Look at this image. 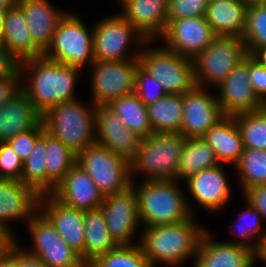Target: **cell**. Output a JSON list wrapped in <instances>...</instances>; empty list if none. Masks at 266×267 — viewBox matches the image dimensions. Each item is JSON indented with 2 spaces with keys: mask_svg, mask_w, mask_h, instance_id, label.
<instances>
[{
  "mask_svg": "<svg viewBox=\"0 0 266 267\" xmlns=\"http://www.w3.org/2000/svg\"><path fill=\"white\" fill-rule=\"evenodd\" d=\"M197 222L194 215L175 224L141 227L140 245L150 267H183L190 259L194 266L200 239L207 229Z\"/></svg>",
  "mask_w": 266,
  "mask_h": 267,
  "instance_id": "obj_2",
  "label": "cell"
},
{
  "mask_svg": "<svg viewBox=\"0 0 266 267\" xmlns=\"http://www.w3.org/2000/svg\"><path fill=\"white\" fill-rule=\"evenodd\" d=\"M82 71L44 56L29 58L20 62L21 89L44 114L61 102L77 99L76 83Z\"/></svg>",
  "mask_w": 266,
  "mask_h": 267,
  "instance_id": "obj_1",
  "label": "cell"
},
{
  "mask_svg": "<svg viewBox=\"0 0 266 267\" xmlns=\"http://www.w3.org/2000/svg\"><path fill=\"white\" fill-rule=\"evenodd\" d=\"M32 247L25 249L48 267H84L86 263L58 234L48 218L38 209L27 222Z\"/></svg>",
  "mask_w": 266,
  "mask_h": 267,
  "instance_id": "obj_12",
  "label": "cell"
},
{
  "mask_svg": "<svg viewBox=\"0 0 266 267\" xmlns=\"http://www.w3.org/2000/svg\"><path fill=\"white\" fill-rule=\"evenodd\" d=\"M90 267H150L140 245H118L106 254L97 256Z\"/></svg>",
  "mask_w": 266,
  "mask_h": 267,
  "instance_id": "obj_37",
  "label": "cell"
},
{
  "mask_svg": "<svg viewBox=\"0 0 266 267\" xmlns=\"http://www.w3.org/2000/svg\"><path fill=\"white\" fill-rule=\"evenodd\" d=\"M154 133H177L182 124V95L167 94L147 106Z\"/></svg>",
  "mask_w": 266,
  "mask_h": 267,
  "instance_id": "obj_33",
  "label": "cell"
},
{
  "mask_svg": "<svg viewBox=\"0 0 266 267\" xmlns=\"http://www.w3.org/2000/svg\"><path fill=\"white\" fill-rule=\"evenodd\" d=\"M14 238L0 227V255L7 249Z\"/></svg>",
  "mask_w": 266,
  "mask_h": 267,
  "instance_id": "obj_50",
  "label": "cell"
},
{
  "mask_svg": "<svg viewBox=\"0 0 266 267\" xmlns=\"http://www.w3.org/2000/svg\"><path fill=\"white\" fill-rule=\"evenodd\" d=\"M86 26L79 14L66 10L43 56L82 70L86 66H91L95 62L93 26L91 28Z\"/></svg>",
  "mask_w": 266,
  "mask_h": 267,
  "instance_id": "obj_6",
  "label": "cell"
},
{
  "mask_svg": "<svg viewBox=\"0 0 266 267\" xmlns=\"http://www.w3.org/2000/svg\"><path fill=\"white\" fill-rule=\"evenodd\" d=\"M15 3L16 0H0V13H6Z\"/></svg>",
  "mask_w": 266,
  "mask_h": 267,
  "instance_id": "obj_52",
  "label": "cell"
},
{
  "mask_svg": "<svg viewBox=\"0 0 266 267\" xmlns=\"http://www.w3.org/2000/svg\"><path fill=\"white\" fill-rule=\"evenodd\" d=\"M203 138L215 152L219 163H227L232 168L245 149L234 116H224L206 132Z\"/></svg>",
  "mask_w": 266,
  "mask_h": 267,
  "instance_id": "obj_27",
  "label": "cell"
},
{
  "mask_svg": "<svg viewBox=\"0 0 266 267\" xmlns=\"http://www.w3.org/2000/svg\"><path fill=\"white\" fill-rule=\"evenodd\" d=\"M211 238V230L206 229L200 239L193 267H255V264L257 265V255L252 250Z\"/></svg>",
  "mask_w": 266,
  "mask_h": 267,
  "instance_id": "obj_22",
  "label": "cell"
},
{
  "mask_svg": "<svg viewBox=\"0 0 266 267\" xmlns=\"http://www.w3.org/2000/svg\"><path fill=\"white\" fill-rule=\"evenodd\" d=\"M19 70L20 61L7 48H0V77L14 75Z\"/></svg>",
  "mask_w": 266,
  "mask_h": 267,
  "instance_id": "obj_48",
  "label": "cell"
},
{
  "mask_svg": "<svg viewBox=\"0 0 266 267\" xmlns=\"http://www.w3.org/2000/svg\"><path fill=\"white\" fill-rule=\"evenodd\" d=\"M246 199L260 214L263 220H266V184L257 185L243 194Z\"/></svg>",
  "mask_w": 266,
  "mask_h": 267,
  "instance_id": "obj_47",
  "label": "cell"
},
{
  "mask_svg": "<svg viewBox=\"0 0 266 267\" xmlns=\"http://www.w3.org/2000/svg\"><path fill=\"white\" fill-rule=\"evenodd\" d=\"M0 267H17L16 259L7 250L0 255Z\"/></svg>",
  "mask_w": 266,
  "mask_h": 267,
  "instance_id": "obj_51",
  "label": "cell"
},
{
  "mask_svg": "<svg viewBox=\"0 0 266 267\" xmlns=\"http://www.w3.org/2000/svg\"><path fill=\"white\" fill-rule=\"evenodd\" d=\"M249 0H223L209 3L205 19L216 36L242 38L246 28Z\"/></svg>",
  "mask_w": 266,
  "mask_h": 267,
  "instance_id": "obj_26",
  "label": "cell"
},
{
  "mask_svg": "<svg viewBox=\"0 0 266 267\" xmlns=\"http://www.w3.org/2000/svg\"><path fill=\"white\" fill-rule=\"evenodd\" d=\"M248 55L242 38L216 36L193 61L195 85L215 88Z\"/></svg>",
  "mask_w": 266,
  "mask_h": 267,
  "instance_id": "obj_10",
  "label": "cell"
},
{
  "mask_svg": "<svg viewBox=\"0 0 266 267\" xmlns=\"http://www.w3.org/2000/svg\"><path fill=\"white\" fill-rule=\"evenodd\" d=\"M223 164L201 170L188 177L185 182V190L200 207L212 213H218L229 204L232 194L230 180L223 168Z\"/></svg>",
  "mask_w": 266,
  "mask_h": 267,
  "instance_id": "obj_17",
  "label": "cell"
},
{
  "mask_svg": "<svg viewBox=\"0 0 266 267\" xmlns=\"http://www.w3.org/2000/svg\"><path fill=\"white\" fill-rule=\"evenodd\" d=\"M250 81L255 94L263 102L266 99V68L250 56Z\"/></svg>",
  "mask_w": 266,
  "mask_h": 267,
  "instance_id": "obj_45",
  "label": "cell"
},
{
  "mask_svg": "<svg viewBox=\"0 0 266 267\" xmlns=\"http://www.w3.org/2000/svg\"><path fill=\"white\" fill-rule=\"evenodd\" d=\"M207 6V0H168L167 21L203 17Z\"/></svg>",
  "mask_w": 266,
  "mask_h": 267,
  "instance_id": "obj_41",
  "label": "cell"
},
{
  "mask_svg": "<svg viewBox=\"0 0 266 267\" xmlns=\"http://www.w3.org/2000/svg\"><path fill=\"white\" fill-rule=\"evenodd\" d=\"M23 161L10 144L0 142V179L21 180Z\"/></svg>",
  "mask_w": 266,
  "mask_h": 267,
  "instance_id": "obj_42",
  "label": "cell"
},
{
  "mask_svg": "<svg viewBox=\"0 0 266 267\" xmlns=\"http://www.w3.org/2000/svg\"><path fill=\"white\" fill-rule=\"evenodd\" d=\"M5 13H0V31L4 30Z\"/></svg>",
  "mask_w": 266,
  "mask_h": 267,
  "instance_id": "obj_54",
  "label": "cell"
},
{
  "mask_svg": "<svg viewBox=\"0 0 266 267\" xmlns=\"http://www.w3.org/2000/svg\"><path fill=\"white\" fill-rule=\"evenodd\" d=\"M39 195L19 180L0 179V227L14 239L11 221L23 220L25 224L38 210Z\"/></svg>",
  "mask_w": 266,
  "mask_h": 267,
  "instance_id": "obj_19",
  "label": "cell"
},
{
  "mask_svg": "<svg viewBox=\"0 0 266 267\" xmlns=\"http://www.w3.org/2000/svg\"><path fill=\"white\" fill-rule=\"evenodd\" d=\"M51 195L64 205L83 211L100 208L104 200L91 177L77 164L56 185Z\"/></svg>",
  "mask_w": 266,
  "mask_h": 267,
  "instance_id": "obj_21",
  "label": "cell"
},
{
  "mask_svg": "<svg viewBox=\"0 0 266 267\" xmlns=\"http://www.w3.org/2000/svg\"><path fill=\"white\" fill-rule=\"evenodd\" d=\"M211 88L194 86L182 95V124L180 133L185 138L203 137L206 132L224 117Z\"/></svg>",
  "mask_w": 266,
  "mask_h": 267,
  "instance_id": "obj_15",
  "label": "cell"
},
{
  "mask_svg": "<svg viewBox=\"0 0 266 267\" xmlns=\"http://www.w3.org/2000/svg\"><path fill=\"white\" fill-rule=\"evenodd\" d=\"M101 210L105 216L106 226L117 245H134L138 225H141L138 215L137 194L133 186L127 190L104 196Z\"/></svg>",
  "mask_w": 266,
  "mask_h": 267,
  "instance_id": "obj_13",
  "label": "cell"
},
{
  "mask_svg": "<svg viewBox=\"0 0 266 267\" xmlns=\"http://www.w3.org/2000/svg\"><path fill=\"white\" fill-rule=\"evenodd\" d=\"M38 209L48 218L62 239L84 261L83 210L70 208L57 201L51 194L39 197Z\"/></svg>",
  "mask_w": 266,
  "mask_h": 267,
  "instance_id": "obj_20",
  "label": "cell"
},
{
  "mask_svg": "<svg viewBox=\"0 0 266 267\" xmlns=\"http://www.w3.org/2000/svg\"><path fill=\"white\" fill-rule=\"evenodd\" d=\"M120 12L147 40L157 41L167 26L168 0H116Z\"/></svg>",
  "mask_w": 266,
  "mask_h": 267,
  "instance_id": "obj_23",
  "label": "cell"
},
{
  "mask_svg": "<svg viewBox=\"0 0 266 267\" xmlns=\"http://www.w3.org/2000/svg\"><path fill=\"white\" fill-rule=\"evenodd\" d=\"M216 37L211 26L203 17L170 20L157 43L189 59L204 51Z\"/></svg>",
  "mask_w": 266,
  "mask_h": 267,
  "instance_id": "obj_16",
  "label": "cell"
},
{
  "mask_svg": "<svg viewBox=\"0 0 266 267\" xmlns=\"http://www.w3.org/2000/svg\"><path fill=\"white\" fill-rule=\"evenodd\" d=\"M242 40L248 54L266 46V2H249Z\"/></svg>",
  "mask_w": 266,
  "mask_h": 267,
  "instance_id": "obj_39",
  "label": "cell"
},
{
  "mask_svg": "<svg viewBox=\"0 0 266 267\" xmlns=\"http://www.w3.org/2000/svg\"><path fill=\"white\" fill-rule=\"evenodd\" d=\"M0 48H6L4 39H3V31H0Z\"/></svg>",
  "mask_w": 266,
  "mask_h": 267,
  "instance_id": "obj_55",
  "label": "cell"
},
{
  "mask_svg": "<svg viewBox=\"0 0 266 267\" xmlns=\"http://www.w3.org/2000/svg\"><path fill=\"white\" fill-rule=\"evenodd\" d=\"M42 121V114L21 89L0 106V142H6L21 132L33 129Z\"/></svg>",
  "mask_w": 266,
  "mask_h": 267,
  "instance_id": "obj_25",
  "label": "cell"
},
{
  "mask_svg": "<svg viewBox=\"0 0 266 267\" xmlns=\"http://www.w3.org/2000/svg\"><path fill=\"white\" fill-rule=\"evenodd\" d=\"M46 131L36 140L32 153L23 162L21 182L39 196L46 195Z\"/></svg>",
  "mask_w": 266,
  "mask_h": 267,
  "instance_id": "obj_36",
  "label": "cell"
},
{
  "mask_svg": "<svg viewBox=\"0 0 266 267\" xmlns=\"http://www.w3.org/2000/svg\"><path fill=\"white\" fill-rule=\"evenodd\" d=\"M132 181L137 194L138 215L142 227L186 221L195 212L178 180ZM137 183V184H136ZM187 197V198H186ZM194 212V213H193Z\"/></svg>",
  "mask_w": 266,
  "mask_h": 267,
  "instance_id": "obj_3",
  "label": "cell"
},
{
  "mask_svg": "<svg viewBox=\"0 0 266 267\" xmlns=\"http://www.w3.org/2000/svg\"><path fill=\"white\" fill-rule=\"evenodd\" d=\"M257 261L264 262L266 265V243L262 245L260 253L257 256Z\"/></svg>",
  "mask_w": 266,
  "mask_h": 267,
  "instance_id": "obj_53",
  "label": "cell"
},
{
  "mask_svg": "<svg viewBox=\"0 0 266 267\" xmlns=\"http://www.w3.org/2000/svg\"><path fill=\"white\" fill-rule=\"evenodd\" d=\"M233 168L238 174L242 194L254 186L266 184V150L245 148Z\"/></svg>",
  "mask_w": 266,
  "mask_h": 267,
  "instance_id": "obj_35",
  "label": "cell"
},
{
  "mask_svg": "<svg viewBox=\"0 0 266 267\" xmlns=\"http://www.w3.org/2000/svg\"><path fill=\"white\" fill-rule=\"evenodd\" d=\"M96 106L77 99L61 102L42 114L45 131L76 154L96 142Z\"/></svg>",
  "mask_w": 266,
  "mask_h": 267,
  "instance_id": "obj_4",
  "label": "cell"
},
{
  "mask_svg": "<svg viewBox=\"0 0 266 267\" xmlns=\"http://www.w3.org/2000/svg\"><path fill=\"white\" fill-rule=\"evenodd\" d=\"M217 1H223V0H207L208 4L212 2H217Z\"/></svg>",
  "mask_w": 266,
  "mask_h": 267,
  "instance_id": "obj_58",
  "label": "cell"
},
{
  "mask_svg": "<svg viewBox=\"0 0 266 267\" xmlns=\"http://www.w3.org/2000/svg\"><path fill=\"white\" fill-rule=\"evenodd\" d=\"M76 164L91 177L104 196L132 186L131 162L96 142L76 154Z\"/></svg>",
  "mask_w": 266,
  "mask_h": 267,
  "instance_id": "obj_9",
  "label": "cell"
},
{
  "mask_svg": "<svg viewBox=\"0 0 266 267\" xmlns=\"http://www.w3.org/2000/svg\"><path fill=\"white\" fill-rule=\"evenodd\" d=\"M262 110L266 113V99L262 102Z\"/></svg>",
  "mask_w": 266,
  "mask_h": 267,
  "instance_id": "obj_56",
  "label": "cell"
},
{
  "mask_svg": "<svg viewBox=\"0 0 266 267\" xmlns=\"http://www.w3.org/2000/svg\"><path fill=\"white\" fill-rule=\"evenodd\" d=\"M139 59L98 61L90 66L91 97L95 106L108 105L112 100L135 92Z\"/></svg>",
  "mask_w": 266,
  "mask_h": 267,
  "instance_id": "obj_11",
  "label": "cell"
},
{
  "mask_svg": "<svg viewBox=\"0 0 266 267\" xmlns=\"http://www.w3.org/2000/svg\"><path fill=\"white\" fill-rule=\"evenodd\" d=\"M186 139L180 132L153 133L144 137L131 161L132 181L138 175L142 176V181L177 180V168Z\"/></svg>",
  "mask_w": 266,
  "mask_h": 267,
  "instance_id": "obj_5",
  "label": "cell"
},
{
  "mask_svg": "<svg viewBox=\"0 0 266 267\" xmlns=\"http://www.w3.org/2000/svg\"><path fill=\"white\" fill-rule=\"evenodd\" d=\"M249 55L260 65L266 68V46L253 50Z\"/></svg>",
  "mask_w": 266,
  "mask_h": 267,
  "instance_id": "obj_49",
  "label": "cell"
},
{
  "mask_svg": "<svg viewBox=\"0 0 266 267\" xmlns=\"http://www.w3.org/2000/svg\"><path fill=\"white\" fill-rule=\"evenodd\" d=\"M249 1H252V2H266V0H249Z\"/></svg>",
  "mask_w": 266,
  "mask_h": 267,
  "instance_id": "obj_57",
  "label": "cell"
},
{
  "mask_svg": "<svg viewBox=\"0 0 266 267\" xmlns=\"http://www.w3.org/2000/svg\"><path fill=\"white\" fill-rule=\"evenodd\" d=\"M107 106L120 117L127 128L141 137L144 138L154 133L149 122L147 106L135 92L116 98Z\"/></svg>",
  "mask_w": 266,
  "mask_h": 267,
  "instance_id": "obj_34",
  "label": "cell"
},
{
  "mask_svg": "<svg viewBox=\"0 0 266 267\" xmlns=\"http://www.w3.org/2000/svg\"><path fill=\"white\" fill-rule=\"evenodd\" d=\"M3 39L6 48L20 62L43 56L33 43L24 13L16 3L5 13Z\"/></svg>",
  "mask_w": 266,
  "mask_h": 267,
  "instance_id": "obj_28",
  "label": "cell"
},
{
  "mask_svg": "<svg viewBox=\"0 0 266 267\" xmlns=\"http://www.w3.org/2000/svg\"><path fill=\"white\" fill-rule=\"evenodd\" d=\"M92 25L95 60L124 61L139 58L141 48L147 40L120 12L106 16ZM129 48L134 49L133 52H129Z\"/></svg>",
  "mask_w": 266,
  "mask_h": 267,
  "instance_id": "obj_8",
  "label": "cell"
},
{
  "mask_svg": "<svg viewBox=\"0 0 266 267\" xmlns=\"http://www.w3.org/2000/svg\"><path fill=\"white\" fill-rule=\"evenodd\" d=\"M240 131L244 148L266 150V113H242L234 116Z\"/></svg>",
  "mask_w": 266,
  "mask_h": 267,
  "instance_id": "obj_38",
  "label": "cell"
},
{
  "mask_svg": "<svg viewBox=\"0 0 266 267\" xmlns=\"http://www.w3.org/2000/svg\"><path fill=\"white\" fill-rule=\"evenodd\" d=\"M16 4L24 13L33 43L44 53L66 12L55 7L50 0H16Z\"/></svg>",
  "mask_w": 266,
  "mask_h": 267,
  "instance_id": "obj_24",
  "label": "cell"
},
{
  "mask_svg": "<svg viewBox=\"0 0 266 267\" xmlns=\"http://www.w3.org/2000/svg\"><path fill=\"white\" fill-rule=\"evenodd\" d=\"M215 152L203 137L187 138L177 168V180H186L201 170L219 165Z\"/></svg>",
  "mask_w": 266,
  "mask_h": 267,
  "instance_id": "obj_31",
  "label": "cell"
},
{
  "mask_svg": "<svg viewBox=\"0 0 266 267\" xmlns=\"http://www.w3.org/2000/svg\"><path fill=\"white\" fill-rule=\"evenodd\" d=\"M135 93L146 106L153 104L161 97L167 95L161 83L154 79L141 66L137 70Z\"/></svg>",
  "mask_w": 266,
  "mask_h": 267,
  "instance_id": "obj_40",
  "label": "cell"
},
{
  "mask_svg": "<svg viewBox=\"0 0 266 267\" xmlns=\"http://www.w3.org/2000/svg\"><path fill=\"white\" fill-rule=\"evenodd\" d=\"M155 42L143 44L138 58L140 66L161 83L167 94L188 93L195 86L192 59L163 45L158 47Z\"/></svg>",
  "mask_w": 266,
  "mask_h": 267,
  "instance_id": "obj_7",
  "label": "cell"
},
{
  "mask_svg": "<svg viewBox=\"0 0 266 267\" xmlns=\"http://www.w3.org/2000/svg\"><path fill=\"white\" fill-rule=\"evenodd\" d=\"M213 89L218 92L216 96L224 116L262 109V101L255 94L250 81L249 54Z\"/></svg>",
  "mask_w": 266,
  "mask_h": 267,
  "instance_id": "obj_14",
  "label": "cell"
},
{
  "mask_svg": "<svg viewBox=\"0 0 266 267\" xmlns=\"http://www.w3.org/2000/svg\"><path fill=\"white\" fill-rule=\"evenodd\" d=\"M44 130V124L41 121L33 129L21 132L7 142L10 144L17 156L24 162L32 153L36 140L42 135Z\"/></svg>",
  "mask_w": 266,
  "mask_h": 267,
  "instance_id": "obj_43",
  "label": "cell"
},
{
  "mask_svg": "<svg viewBox=\"0 0 266 267\" xmlns=\"http://www.w3.org/2000/svg\"><path fill=\"white\" fill-rule=\"evenodd\" d=\"M46 194H51L56 185L76 164V153L61 140L46 132Z\"/></svg>",
  "mask_w": 266,
  "mask_h": 267,
  "instance_id": "obj_32",
  "label": "cell"
},
{
  "mask_svg": "<svg viewBox=\"0 0 266 267\" xmlns=\"http://www.w3.org/2000/svg\"><path fill=\"white\" fill-rule=\"evenodd\" d=\"M96 112V143L131 162L141 146L143 137L125 126L107 105H98Z\"/></svg>",
  "mask_w": 266,
  "mask_h": 267,
  "instance_id": "obj_18",
  "label": "cell"
},
{
  "mask_svg": "<svg viewBox=\"0 0 266 267\" xmlns=\"http://www.w3.org/2000/svg\"><path fill=\"white\" fill-rule=\"evenodd\" d=\"M20 244V240L15 238L6 249L16 259L17 267H48L41 259L26 251Z\"/></svg>",
  "mask_w": 266,
  "mask_h": 267,
  "instance_id": "obj_44",
  "label": "cell"
},
{
  "mask_svg": "<svg viewBox=\"0 0 266 267\" xmlns=\"http://www.w3.org/2000/svg\"><path fill=\"white\" fill-rule=\"evenodd\" d=\"M21 90L20 70L9 76L0 77V106L8 102Z\"/></svg>",
  "mask_w": 266,
  "mask_h": 267,
  "instance_id": "obj_46",
  "label": "cell"
},
{
  "mask_svg": "<svg viewBox=\"0 0 266 267\" xmlns=\"http://www.w3.org/2000/svg\"><path fill=\"white\" fill-rule=\"evenodd\" d=\"M244 202L245 210L237 214L232 223L234 227L231 225L229 230L239 241L227 242L248 248L258 256L262 245L266 243V226H262L261 214L246 199Z\"/></svg>",
  "mask_w": 266,
  "mask_h": 267,
  "instance_id": "obj_30",
  "label": "cell"
},
{
  "mask_svg": "<svg viewBox=\"0 0 266 267\" xmlns=\"http://www.w3.org/2000/svg\"><path fill=\"white\" fill-rule=\"evenodd\" d=\"M83 224L85 236L84 262L86 264L118 246L108 232L101 208L83 211Z\"/></svg>",
  "mask_w": 266,
  "mask_h": 267,
  "instance_id": "obj_29",
  "label": "cell"
}]
</instances>
